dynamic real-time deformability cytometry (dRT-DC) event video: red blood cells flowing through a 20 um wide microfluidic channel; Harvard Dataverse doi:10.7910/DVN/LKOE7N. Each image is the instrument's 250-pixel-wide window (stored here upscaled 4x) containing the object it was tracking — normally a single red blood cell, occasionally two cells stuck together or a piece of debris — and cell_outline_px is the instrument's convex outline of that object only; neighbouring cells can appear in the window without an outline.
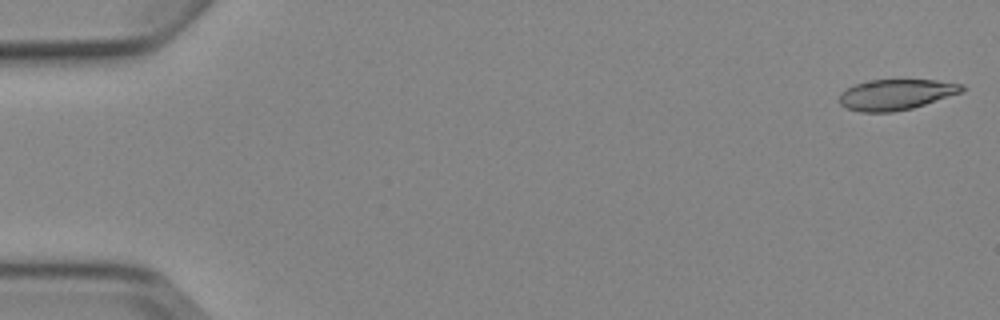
{"species": "Egyptian fruit bat (a non-hibernating species)", "species_latin": "Rousettus aegyptiacus", "temperature_condition": "cold", "stored_images_in_passage": 5, "camera_frame_rate_fps": 3000, "um_per_image_px": 0.085, "animal": {"sex": "female"}, "frame": {"image": 1, "passage_image": 1, "time_ms": 0.0, "image_size_px": [1000, 320], "cell_outline_px": [[968, 88], [964, 92], [912, 108], [892, 112], [860, 112], [844, 108], [840, 104], [840, 92], [856, 84], [872, 80], [936, 80], [964, 84]], "centroid_in_image_um": [76.21, 8.04], "position_along_channel_um": 8.8, "area_um2": 22.02}}
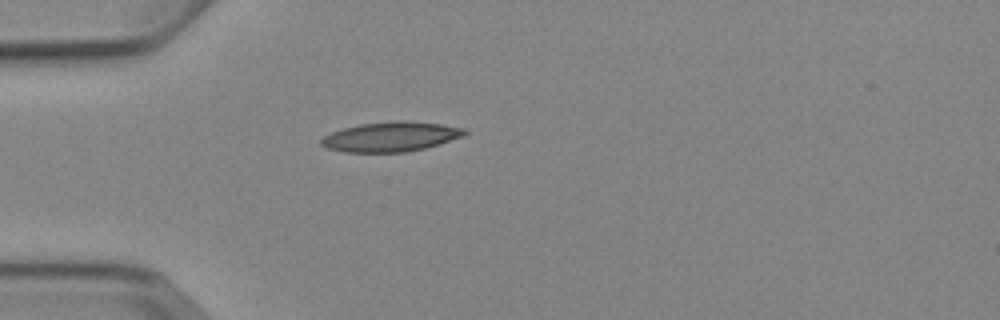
{"frame": {"image": 2, "passage_image": 5, "time_ms": 4.667, "image_size_px": [1000, 320], "cell_outline_px": [[468, 132], [464, 136], [440, 144], [408, 152], [344, 152], [328, 148], [320, 144], [320, 140], [324, 136], [332, 132], [344, 128], [360, 124], [396, 120], [404, 120], [440, 124], [464, 128]], "centroid_in_image_um": [33.24, 11.62], "position_along_channel_um": 51.8, "area_um2": 24.85}}